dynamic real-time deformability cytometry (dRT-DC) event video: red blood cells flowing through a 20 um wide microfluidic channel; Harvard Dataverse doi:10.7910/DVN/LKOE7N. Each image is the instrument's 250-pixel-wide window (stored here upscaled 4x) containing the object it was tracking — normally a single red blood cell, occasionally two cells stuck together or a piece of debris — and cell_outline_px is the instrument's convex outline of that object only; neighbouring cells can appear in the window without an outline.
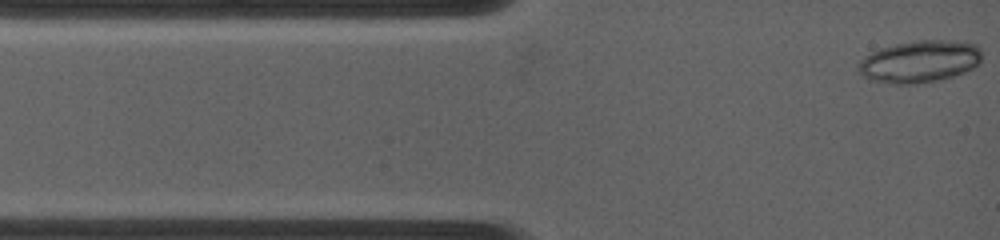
{"species": "common noctule bat (a hibernating species)", "species_latin": "Nyctalus noctula", "temperature_condition": "warm", "stored_images_in_passage": 55, "camera_frame_rate_fps": 4500, "um_per_image_px": 0.085, "animal": {"sex": "female", "body_mass_g": 19.0, "forearm_length_mm": 53.3}, "frame": {"image": 1, "passage_image": 1, "time_ms": 0.0, "image_size_px": [1000, 240], "cell_outline_px": [[980, 60], [972, 68], [964, 72], [952, 76], [936, 80], [916, 84], [892, 84], [868, 80], [856, 68], [860, 60], [872, 52], [880, 48], [896, 44], [916, 40], [952, 40], [976, 44], [980, 48]], "centroid_in_image_um": [78.13, 5.23], "position_along_channel_um": 6.9, "area_um2": 30.23}}
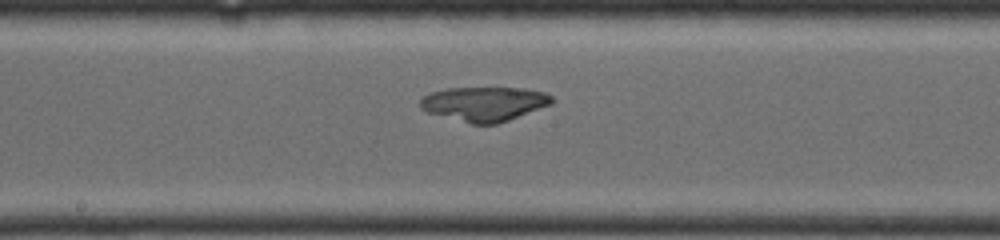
{"frame": {"image": 2, "passage_image": 29, "time_ms": 6.222, "image_size_px": [1000, 240], "cell_outline_px": [[552, 104], [508, 120], [496, 124], [472, 124], [428, 112], [420, 108], [420, 100], [428, 92], [448, 88], [524, 88], [544, 92], [552, 96]], "centroid_in_image_um": [41.15, 8.82], "position_along_channel_um": 207.0, "area_um2": 26.24}}
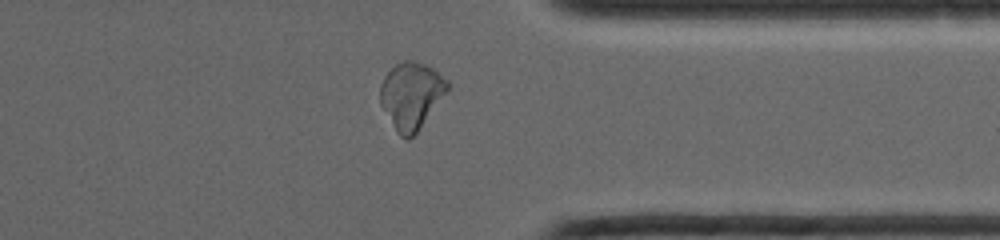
{"frame": {"image": 3, "passage_image": 49, "time_ms": 10.667, "image_size_px": [1000, 240], "cell_outline_px": [[448, 88], [416, 132], [408, 140], [400, 136], [396, 132], [380, 104], [380, 84], [384, 76], [396, 64], [404, 60], [412, 60], [424, 64], [432, 68], [448, 80]], "centroid_in_image_um": [34.91, 8.1], "position_along_channel_um": 376.5, "area_um2": 25.61}, "authors_computed_cell_mechanics": {"area_um2": 26.5302, "velocity_mm_per_s": 3.9204, "shape_relaxation_time_tau1_ms": null, "shape_relaxation_time_tau2_ms": 1.7687, "deformation_change_tau1": null, "deformation_change_tau2": 0.0547}}